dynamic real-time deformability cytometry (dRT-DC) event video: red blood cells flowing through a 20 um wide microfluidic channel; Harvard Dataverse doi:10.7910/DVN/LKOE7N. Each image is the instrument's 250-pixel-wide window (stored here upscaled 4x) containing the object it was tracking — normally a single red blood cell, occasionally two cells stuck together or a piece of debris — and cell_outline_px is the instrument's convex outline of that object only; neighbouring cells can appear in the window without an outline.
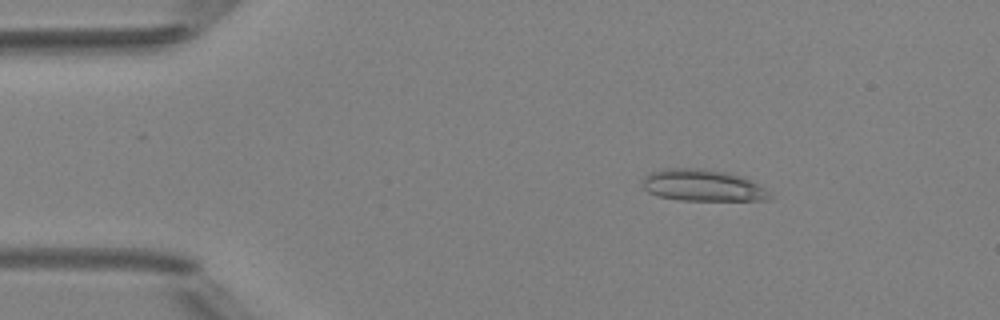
{"species": "Egyptian fruit bat (a non-hibernating species)", "species_latin": "Rousettus aegyptiacus", "temperature_condition": "room temperature", "stored_images_in_passage": 45, "camera_frame_rate_fps": 3000, "um_per_image_px": 0.085, "animal": {"sex": "female"}, "frame": {"image": 1, "passage_image": 4, "time_ms": 1.0, "image_size_px": [1000, 320], "cell_outline_px": [[772, 196], [768, 200], [676, 200], [656, 196], [648, 192], [644, 188], [644, 176], [648, 172], [664, 168], [704, 168], [728, 172], [744, 176], [764, 188]], "centroid_in_image_um": [59.7, 15.75], "position_along_channel_um": 25.3, "area_um2": 23.76}}
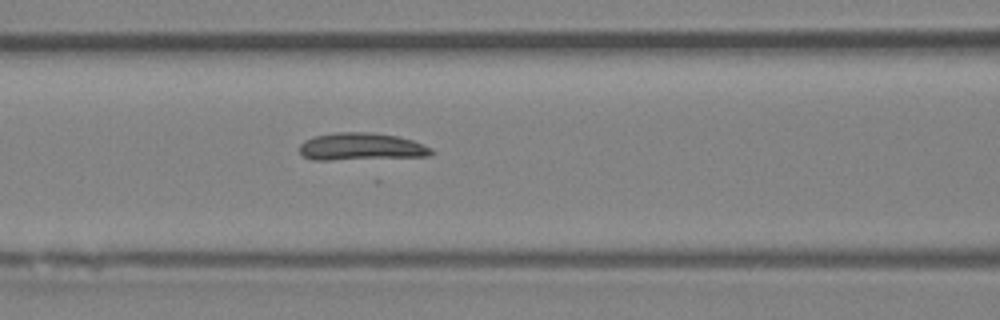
{"frame": {"image": 2, "passage_image": 17, "time_ms": 5.333, "image_size_px": [1000, 320], "cell_outline_px": [[436, 152], [428, 156], [332, 160], [312, 160], [304, 156], [300, 152], [300, 144], [304, 140], [312, 136], [336, 132], [372, 132], [396, 136], [412, 140], [432, 148]], "centroid_in_image_um": [30.69, 12.47], "position_along_channel_um": 135.9, "area_um2": 21.21}}
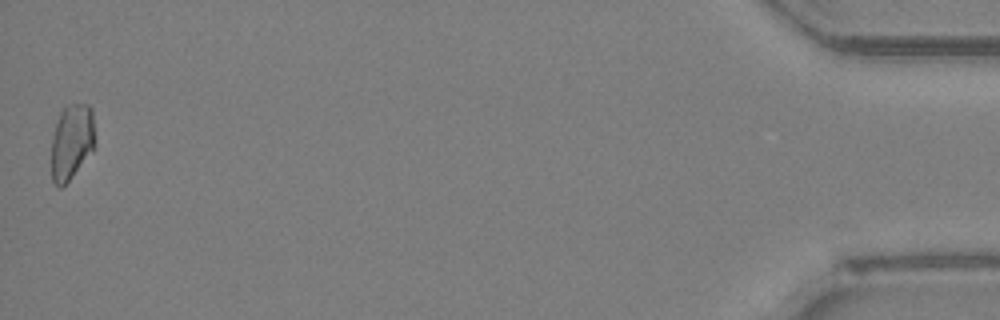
{"frame": {"image": 3, "passage_image": 45, "time_ms": 14.667, "image_size_px": [1000, 320], "cell_outline_px": [[96, 148], [68, 180], [60, 188], [52, 180], [52, 136], [60, 112], [64, 108], [72, 104], [88, 104], [92, 108]], "centroid_in_image_um": [6.12, 12.02], "position_along_channel_um": 429.1, "area_um2": 19.19}, "authors_computed_cell_mechanics": {"area_um2": 21.1548, "velocity_mm_per_s": 4.1702, "shape_relaxation_time_tau1_ms": 3.0659, "shape_relaxation_time_tau2_ms": null, "deformation_change_tau1": 0.1127, "deformation_change_tau2": null}}